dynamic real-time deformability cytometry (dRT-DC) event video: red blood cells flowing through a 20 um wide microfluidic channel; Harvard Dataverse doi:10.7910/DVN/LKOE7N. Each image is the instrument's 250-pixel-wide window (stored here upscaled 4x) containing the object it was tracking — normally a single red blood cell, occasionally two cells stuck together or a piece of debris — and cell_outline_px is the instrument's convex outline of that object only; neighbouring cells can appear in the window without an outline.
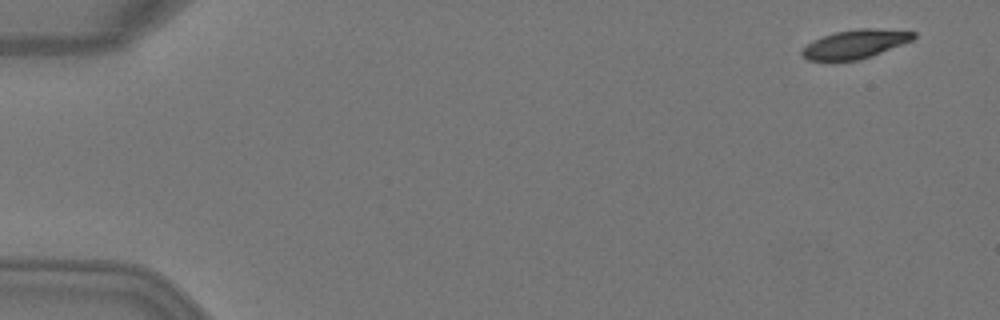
{"species": "Egyptian fruit bat (a non-hibernating species)", "species_latin": "Rousettus aegyptiacus", "temperature_condition": "warm", "stored_images_in_passage": 4, "camera_frame_rate_fps": 3000, "um_per_image_px": 0.085, "animal": {"sex": "female"}, "frame": {"image": 1, "passage_image": 1, "time_ms": 0.0, "image_size_px": [1000, 320], "cell_outline_px": [[916, 36], [912, 40], [872, 56], [860, 60], [808, 60], [800, 56], [800, 52], [808, 44], [824, 36], [836, 32], [860, 28], [876, 28], [916, 32]], "centroid_in_image_um": [72.71, 3.75], "position_along_channel_um": 12.3, "area_um2": 18.44}}